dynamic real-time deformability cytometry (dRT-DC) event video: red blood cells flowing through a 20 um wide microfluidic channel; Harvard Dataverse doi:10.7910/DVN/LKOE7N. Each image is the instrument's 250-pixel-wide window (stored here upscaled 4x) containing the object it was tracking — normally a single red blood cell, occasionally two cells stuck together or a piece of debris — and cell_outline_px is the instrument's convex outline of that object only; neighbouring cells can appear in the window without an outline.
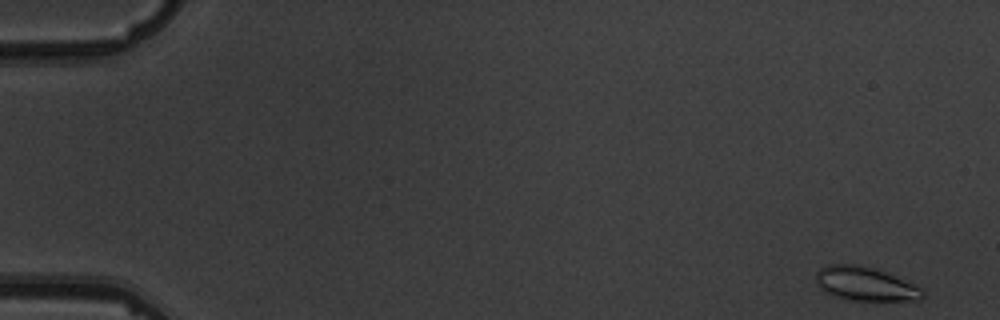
{"species": "common noctule bat (a hibernating species)", "species_latin": "Nyctalus noctula", "temperature_condition": "warm", "stored_images_in_passage": 6, "camera_frame_rate_fps": 3000, "um_per_image_px": 0.085, "animal": {"sex": "male", "body_mass_g": 19.5, "forearm_length_mm": 54.6}, "frame": {"image": 1, "passage_image": 1, "time_ms": 0.0, "image_size_px": [1000, 320], "cell_outline_px": [[928, 296], [920, 300], [856, 300], [832, 296], [820, 288], [816, 284], [816, 272], [820, 268], [828, 264], [856, 264], [872, 268], [884, 272], [912, 284], [920, 288]], "centroid_in_image_um": [73.52, 24.13], "position_along_channel_um": 11.5, "area_um2": 20.81}}
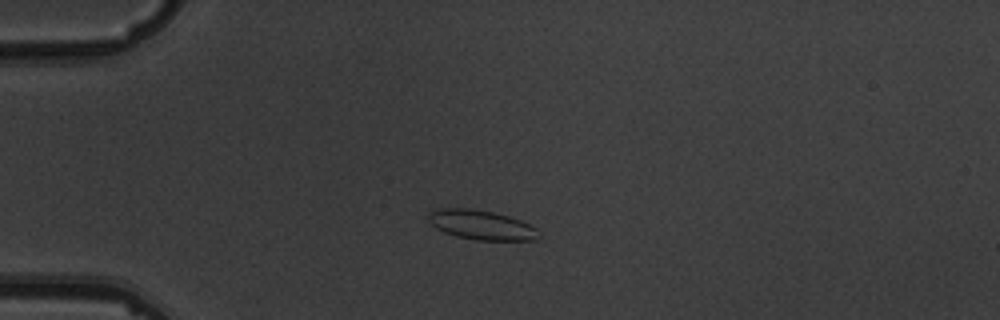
{"frame": {"image": 2, "passage_image": 4, "time_ms": 4.333, "image_size_px": [1000, 320], "cell_outline_px": [[540, 236], [536, 240], [476, 240], [456, 236], [444, 232], [436, 228], [428, 220], [428, 212], [444, 208], [468, 208], [492, 212], [508, 216], [520, 220], [536, 228]], "centroid_in_image_um": [40.91, 19.12], "position_along_channel_um": 44.1, "area_um2": 18.84}}
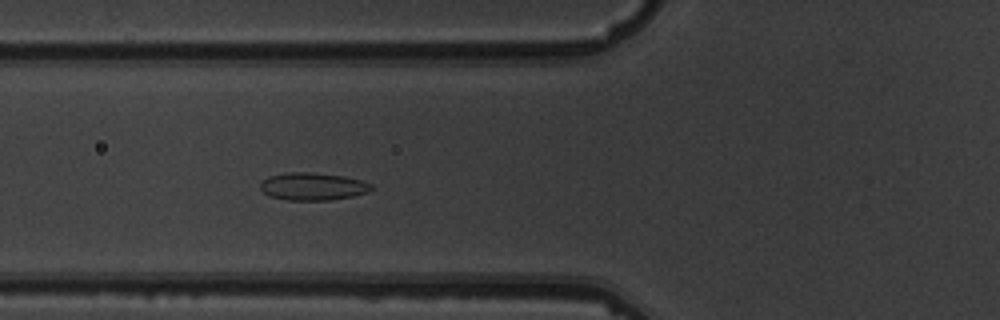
{"frame": {"image": 3, "passage_image": 6, "time_ms": 6.667, "image_size_px": [1000, 320], "cell_outline_px": [[372, 188], [368, 192], [352, 196], [328, 200], [288, 200], [268, 196], [260, 188], [260, 184], [268, 176], [288, 172], [308, 172], [344, 176], [360, 180], [372, 184]], "centroid_in_image_um": [26.57, 15.85], "position_along_channel_um": 99.2, "area_um2": 17.74}}